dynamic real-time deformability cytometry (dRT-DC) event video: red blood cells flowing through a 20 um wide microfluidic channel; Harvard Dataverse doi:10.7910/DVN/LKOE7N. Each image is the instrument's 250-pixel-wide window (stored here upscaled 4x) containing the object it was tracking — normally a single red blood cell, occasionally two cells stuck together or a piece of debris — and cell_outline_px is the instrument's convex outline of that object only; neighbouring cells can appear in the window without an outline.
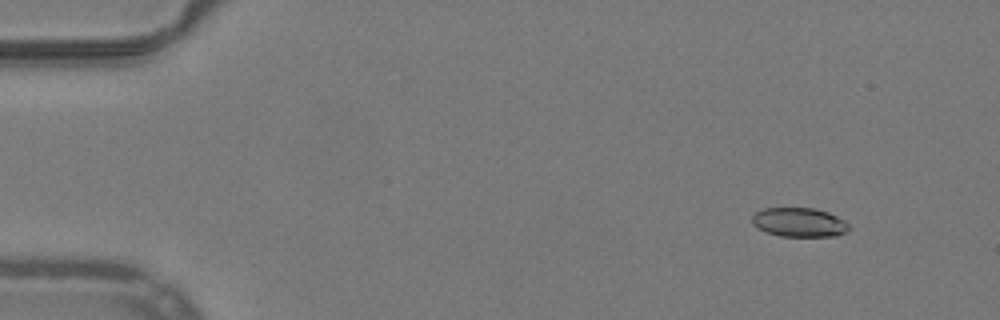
{"species": "common noctule bat (a hibernating species)", "species_latin": "Nyctalus noctula", "temperature_condition": "warm", "stored_images_in_passage": 26, "camera_frame_rate_fps": 3000, "um_per_image_px": 0.085, "animal": {"sex": "male", "body_mass_g": 19.2, "forearm_length_mm": 51.8}, "frame": {"image": 1, "passage_image": 6, "time_ms": 1.667, "image_size_px": [1000, 320], "cell_outline_px": [[852, 228], [848, 232], [836, 236], [780, 236], [756, 228], [752, 224], [752, 216], [756, 212], [764, 208], [812, 208], [828, 212], [844, 220]], "centroid_in_image_um": [67.95, 18.9], "position_along_channel_um": 17.0, "area_um2": 16.53}}
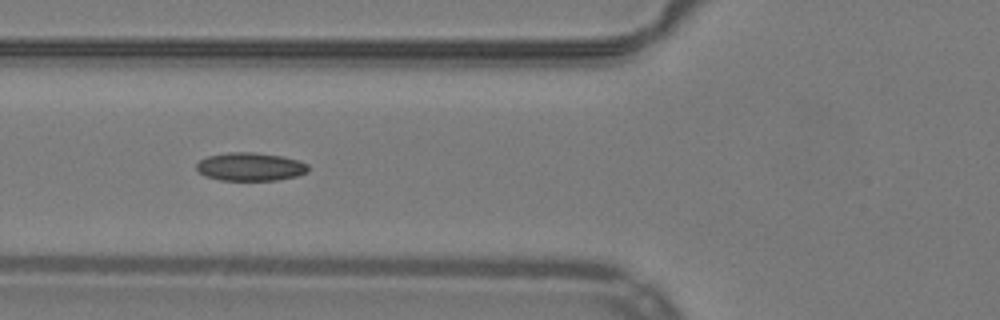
{"frame": {"image": 2, "passage_image": 21, "time_ms": 6.667, "image_size_px": [1000, 320], "cell_outline_px": [[308, 172], [296, 176], [276, 180], [220, 180], [204, 176], [196, 168], [196, 164], [200, 160], [208, 156], [228, 152], [252, 152], [284, 156], [308, 164]], "centroid_in_image_um": [21.27, 14.17], "position_along_channel_um": 104.5, "area_um2": 18.38}}
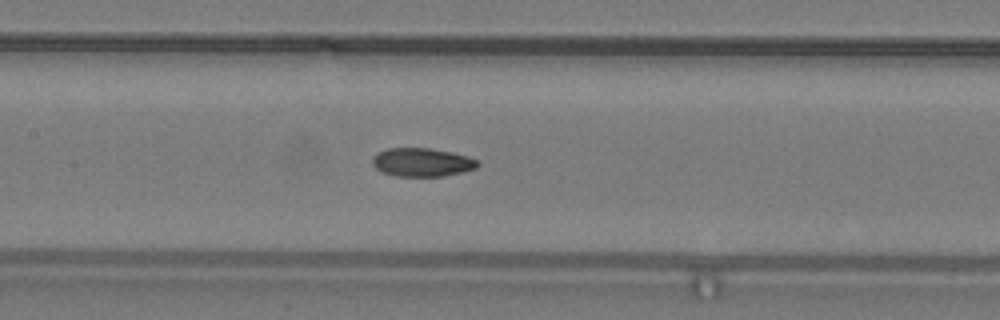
{"frame": {"image": 3, "passage_image": 26, "time_ms": 8.333, "image_size_px": [1000, 320], "cell_outline_px": [[480, 164], [476, 168], [464, 172], [444, 176], [396, 176], [384, 172], [376, 168], [372, 164], [372, 156], [388, 148], [432, 148], [452, 152], [468, 156], [476, 160]], "centroid_in_image_um": [35.9, 13.79], "position_along_channel_um": 171.5, "area_um2": 17.51}}